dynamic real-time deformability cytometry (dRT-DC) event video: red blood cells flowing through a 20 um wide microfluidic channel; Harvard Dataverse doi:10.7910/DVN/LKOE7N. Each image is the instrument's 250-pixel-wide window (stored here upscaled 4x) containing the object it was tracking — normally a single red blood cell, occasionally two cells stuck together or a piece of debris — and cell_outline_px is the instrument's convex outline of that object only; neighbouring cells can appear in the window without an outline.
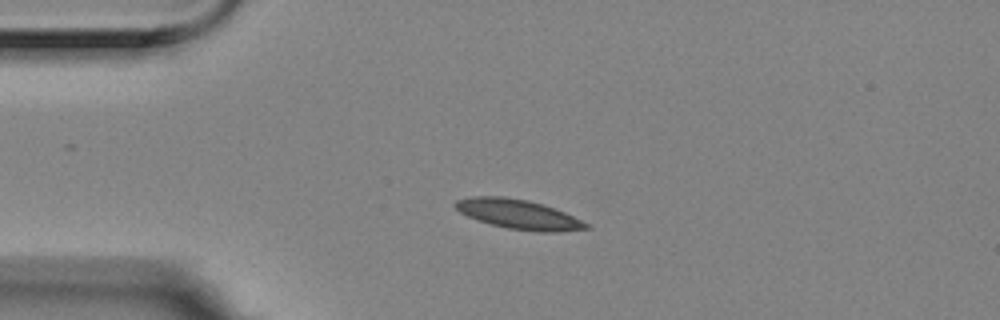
{"species": "Egyptian fruit bat (a non-hibernating species)", "species_latin": "Rousettus aegyptiacus", "temperature_condition": "room temperature", "stored_images_in_passage": 3, "camera_frame_rate_fps": 3000, "um_per_image_px": 0.085, "animal": {"sex": "female"}, "frame": {"image": 1, "passage_image": 1, "time_ms": 0.0, "image_size_px": [1000, 320], "cell_outline_px": [[592, 228], [560, 232], [536, 232], [508, 228], [476, 220], [460, 212], [452, 204], [456, 200], [472, 196], [504, 196], [528, 200], [544, 204], [564, 212], [592, 224]], "centroid_in_image_um": [44.12, 18.22], "position_along_channel_um": 40.9, "area_um2": 22.83}}
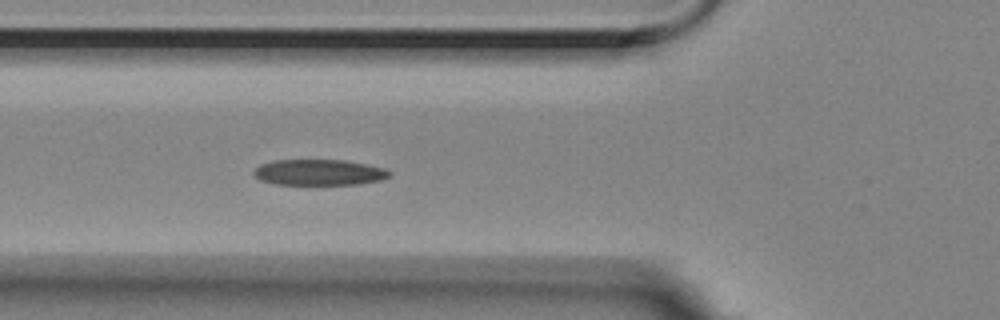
{"frame": {"image": 2, "passage_image": 3, "time_ms": 0.667, "image_size_px": [1000, 320], "cell_outline_px": [[392, 176], [384, 180], [360, 184], [276, 184], [260, 180], [252, 172], [260, 164], [272, 160], [344, 160], [384, 168], [392, 172]], "centroid_in_image_um": [27.16, 14.65], "position_along_channel_um": 98.6, "area_um2": 20.52}}